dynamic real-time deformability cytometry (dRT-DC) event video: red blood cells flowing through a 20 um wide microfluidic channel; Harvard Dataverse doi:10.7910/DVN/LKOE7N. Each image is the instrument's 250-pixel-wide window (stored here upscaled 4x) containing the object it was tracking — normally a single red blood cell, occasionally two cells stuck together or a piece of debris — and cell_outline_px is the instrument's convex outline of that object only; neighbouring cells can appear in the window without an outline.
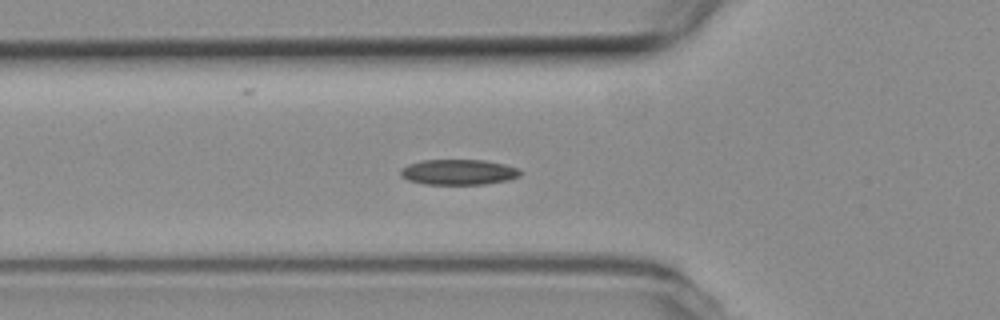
{"species": "common noctule bat (a hibernating species)", "species_latin": "Nyctalus noctula", "temperature_condition": "room temperature", "stored_images_in_passage": 46, "camera_frame_rate_fps": 3000, "um_per_image_px": 0.085, "animal": {"sex": "female", "body_mass_g": 19.3, "forearm_length_mm": 54.1}, "frame": {"image": 1, "passage_image": 9, "time_ms": 2.667, "image_size_px": [1000, 320], "cell_outline_px": [[520, 176], [508, 180], [484, 184], [424, 184], [408, 180], [400, 176], [400, 168], [408, 164], [420, 160], [484, 160], [504, 164], [520, 168]], "centroid_in_image_um": [38.95, 14.62], "position_along_channel_um": 86.9, "area_um2": 17.86}}
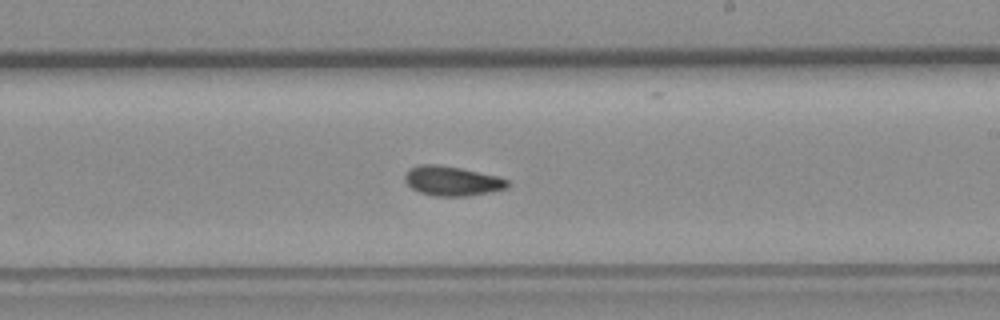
{"frame": {"image": 2, "passage_image": 22, "time_ms": 7.0, "image_size_px": [1000, 320], "cell_outline_px": [[512, 184], [508, 188], [492, 192], [468, 196], [432, 196], [420, 192], [412, 188], [404, 180], [404, 176], [408, 168], [420, 164], [436, 164], [460, 168], [496, 176], [508, 180]], "centroid_in_image_um": [38.43, 15.39], "position_along_channel_um": 250.6, "area_um2": 17.86}}
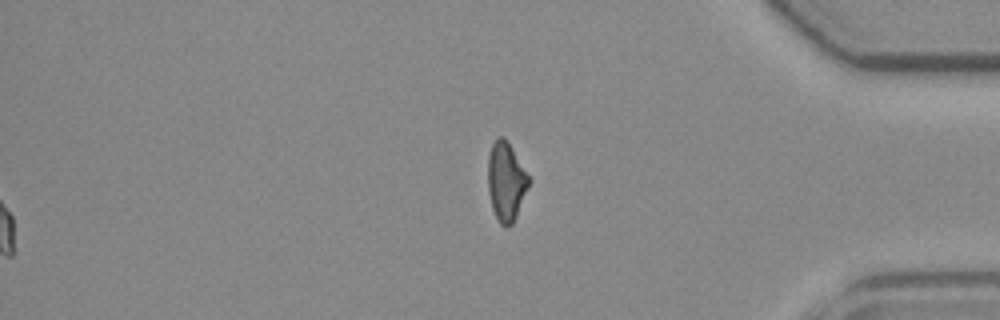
{"frame": {"image": 3, "passage_image": 46, "time_ms": 15.0, "image_size_px": [1000, 320], "cell_outline_px": [[532, 180], [516, 216], [512, 224], [500, 224], [496, 220], [492, 208], [488, 192], [488, 156], [492, 144], [496, 136], [504, 136], [508, 140]], "centroid_in_image_um": [43.02, 15.37], "position_along_channel_um": 392.2, "area_um2": 19.07}, "authors_computed_cell_mechanics": {"area_um2": 17.2244, "velocity_mm_per_s": 3.7772, "shape_relaxation_time_tau1_ms": 5.5015, "shape_relaxation_time_tau2_ms": 3.0355, "deformation_change_tau1": 0.1288, "deformation_change_tau2": 0.0801}}